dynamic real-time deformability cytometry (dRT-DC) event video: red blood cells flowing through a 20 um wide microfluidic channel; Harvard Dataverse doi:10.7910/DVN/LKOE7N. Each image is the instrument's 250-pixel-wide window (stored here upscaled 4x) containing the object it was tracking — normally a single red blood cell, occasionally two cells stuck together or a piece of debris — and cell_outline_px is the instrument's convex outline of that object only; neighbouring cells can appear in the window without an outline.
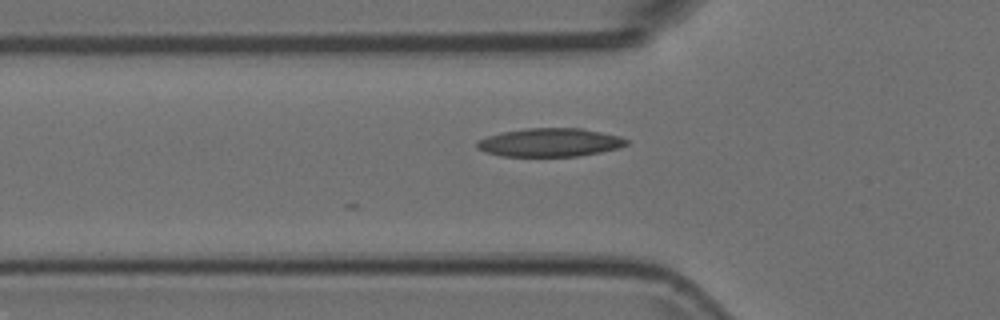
{"species": "Egyptian fruit bat (a non-hibernating species)", "species_latin": "Rousettus aegyptiacus", "temperature_condition": "room temperature", "stored_images_in_passage": 30, "camera_frame_rate_fps": 3000, "um_per_image_px": 0.085, "animal": {"sex": "female"}, "frame": {"image": 1, "passage_image": 4, "time_ms": 1.0, "image_size_px": [1000, 320], "cell_outline_px": [[628, 144], [616, 148], [600, 152], [580, 156], [500, 156], [484, 152], [476, 148], [476, 140], [500, 132], [528, 128], [580, 128], [620, 136], [628, 140]], "centroid_in_image_um": [46.68, 12.11], "position_along_channel_um": 79.1, "area_um2": 24.8}}
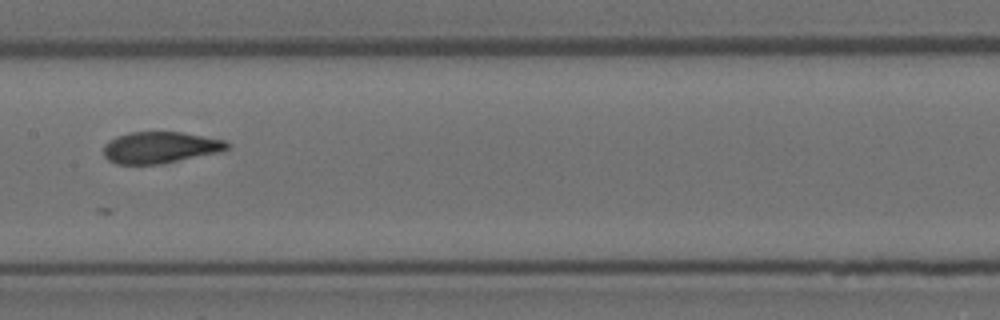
{"frame": {"image": 2, "passage_image": 13, "time_ms": 4.0, "image_size_px": [1000, 320], "cell_outline_px": [[232, 144], [228, 148], [220, 152], [160, 164], [116, 164], [108, 160], [104, 156], [104, 144], [108, 140], [132, 132], [184, 132], [224, 140]], "centroid_in_image_um": [13.63, 12.54], "position_along_channel_um": 193.8, "area_um2": 22.66}}
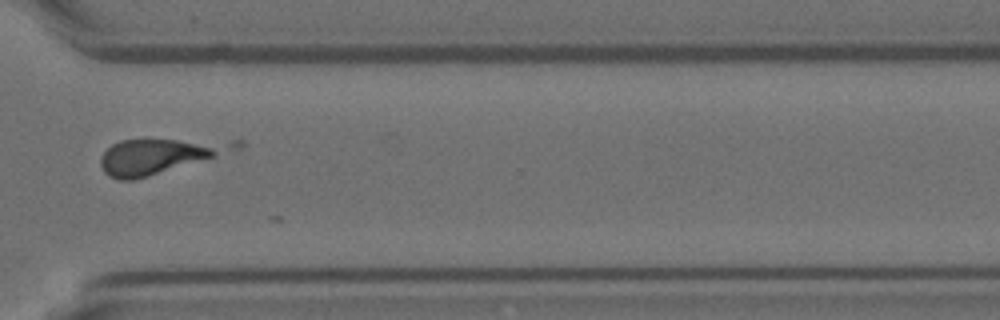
{"frame": {"image": 3, "passage_image": 26, "time_ms": 8.333, "image_size_px": [1000, 320], "cell_outline_px": [[244, 144], [240, 148], [216, 156], [148, 176], [132, 180], [116, 180], [108, 176], [104, 172], [100, 164], [100, 160], [104, 152], [112, 144], [120, 140], [244, 140]], "centroid_in_image_um": [13.52, 13.25], "position_along_channel_um": 357.1, "area_um2": 26.99}}